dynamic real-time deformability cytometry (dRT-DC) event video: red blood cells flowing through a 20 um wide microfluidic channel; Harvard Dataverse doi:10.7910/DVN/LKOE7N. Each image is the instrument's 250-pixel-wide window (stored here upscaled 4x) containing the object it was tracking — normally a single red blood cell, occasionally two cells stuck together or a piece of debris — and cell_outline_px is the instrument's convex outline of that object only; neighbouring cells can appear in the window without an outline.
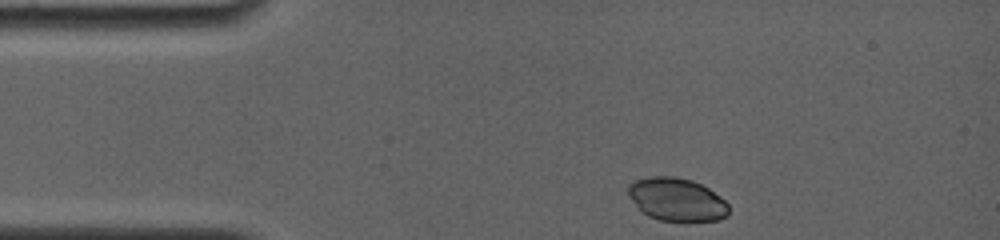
{"species": "common noctule bat (a hibernating species)", "species_latin": "Nyctalus noctula", "temperature_condition": "room temperature", "stored_images_in_passage": 22, "camera_frame_rate_fps": 4000, "um_per_image_px": 0.085, "animal": {"sex": "female", "body_mass_g": 19.0, "forearm_length_mm": 56.7}, "frame": {"image": 1, "passage_image": 1, "time_ms": 0.0, "image_size_px": [1000, 240], "cell_outline_px": [[728, 216], [720, 220], [660, 220], [648, 216], [628, 196], [628, 184], [632, 180], [648, 176], [676, 176], [692, 180], [708, 188], [720, 196], [728, 204]], "centroid_in_image_um": [57.51, 16.93], "position_along_channel_um": 27.5, "area_um2": 25.14}}
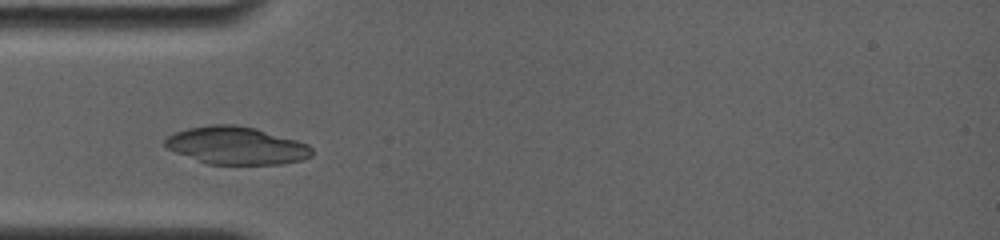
{"frame": {"image": 2, "passage_image": 15, "time_ms": 2.25, "image_size_px": [1000, 240], "cell_outline_px": [[312, 156], [300, 160], [280, 164], [208, 164], [176, 152], [168, 148], [164, 144], [164, 140], [168, 136], [176, 132], [188, 128], [212, 124], [236, 124], [256, 128], [296, 140], [308, 144], [312, 148]], "centroid_in_image_um": [20.1, 12.36], "position_along_channel_um": 64.9, "area_um2": 32.02}}
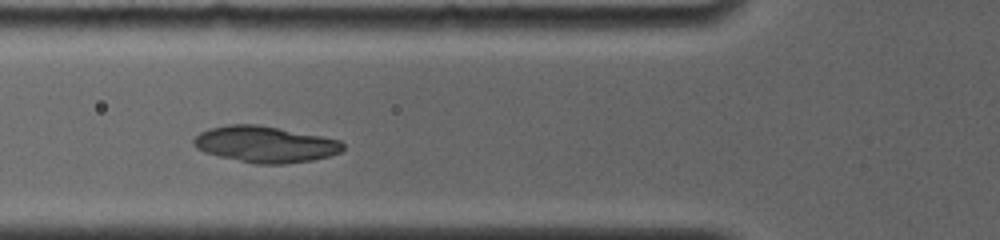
{"frame": {"image": 3, "passage_image": 21, "time_ms": 3.25, "image_size_px": [1000, 240], "cell_outline_px": [[344, 148], [340, 152], [328, 156], [312, 160], [284, 164], [256, 164], [220, 156], [204, 152], [196, 148], [192, 144], [192, 140], [200, 132], [212, 128], [228, 124], [256, 124], [280, 128], [340, 140], [344, 144]], "centroid_in_image_um": [22.52, 12.26], "position_along_channel_um": 103.3, "area_um2": 31.39}}